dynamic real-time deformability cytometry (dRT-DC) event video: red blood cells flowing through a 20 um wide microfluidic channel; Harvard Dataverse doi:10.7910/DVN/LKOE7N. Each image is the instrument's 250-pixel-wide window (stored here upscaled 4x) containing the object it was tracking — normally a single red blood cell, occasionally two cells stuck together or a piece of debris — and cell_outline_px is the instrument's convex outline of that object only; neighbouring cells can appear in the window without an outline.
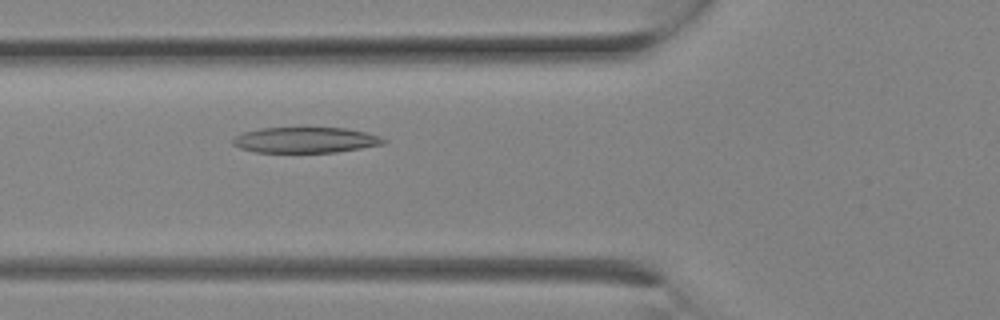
{"species": "Egyptian fruit bat (a non-hibernating species)", "species_latin": "Rousettus aegyptiacus", "temperature_condition": "room temperature", "stored_images_in_passage": 6, "camera_frame_rate_fps": 3000, "um_per_image_px": 0.085, "animal": {"sex": "female"}, "frame": {"image": 1, "passage_image": 6, "time_ms": 1.667, "image_size_px": [1000, 320], "cell_outline_px": [[388, 140], [384, 144], [336, 152], [256, 152], [240, 148], [232, 144], [232, 140], [236, 136], [244, 132], [260, 128], [344, 128], [364, 132], [380, 136]], "centroid_in_image_um": [25.96, 11.9], "position_along_channel_um": 99.8, "area_um2": 22.37}}